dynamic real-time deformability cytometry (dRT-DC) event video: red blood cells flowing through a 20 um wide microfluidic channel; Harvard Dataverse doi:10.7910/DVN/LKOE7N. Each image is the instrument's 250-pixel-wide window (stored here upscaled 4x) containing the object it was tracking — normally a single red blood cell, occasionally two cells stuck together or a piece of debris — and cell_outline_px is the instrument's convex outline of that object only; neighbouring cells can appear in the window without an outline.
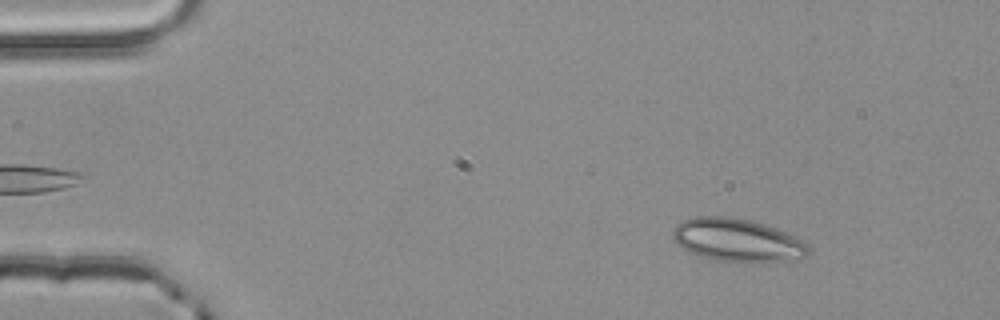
{"species": "common noctule bat (a hibernating species)", "species_latin": "Nyctalus noctula", "temperature_condition": "room temperature", "stored_images_in_passage": 3, "camera_frame_rate_fps": 3000, "um_per_image_px": 0.085, "animal": {"sex": "male", "body_mass_g": 20.4}, "frame": {"image": 1, "passage_image": 1, "time_ms": 0.0, "image_size_px": [1000, 320], "cell_outline_px": [[808, 256], [784, 260], [716, 260], [696, 256], [684, 248], [672, 236], [672, 228], [680, 220], [696, 216], [728, 216], [748, 220], [764, 224], [776, 228], [804, 240], [808, 244]], "centroid_in_image_um": [62.62, 20.37], "position_along_channel_um": 22.4, "area_um2": 33.41}}